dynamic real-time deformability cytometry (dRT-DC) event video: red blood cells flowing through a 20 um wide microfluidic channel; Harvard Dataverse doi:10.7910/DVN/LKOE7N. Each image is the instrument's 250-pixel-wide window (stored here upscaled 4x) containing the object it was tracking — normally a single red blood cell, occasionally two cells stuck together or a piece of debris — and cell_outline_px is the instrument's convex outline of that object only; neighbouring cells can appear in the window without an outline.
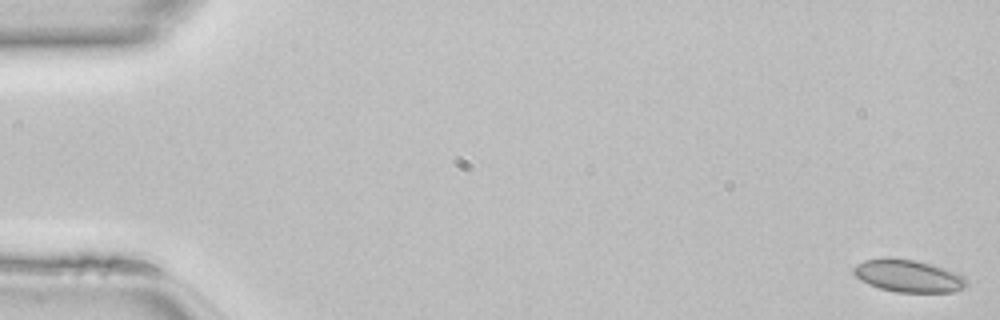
{"species": "common noctule bat (a hibernating species)", "species_latin": "Nyctalus noctula", "temperature_condition": "room temperature", "stored_images_in_passage": 48, "camera_frame_rate_fps": 3000, "um_per_image_px": 0.085, "animal": {"sex": "female", "body_mass_g": 22.7, "forearm_length_mm": 54.2}, "frame": {"image": 1, "passage_image": 1, "time_ms": 0.0, "image_size_px": [1000, 320], "cell_outline_px": [[968, 284], [964, 288], [952, 292], [896, 292], [880, 288], [868, 284], [860, 280], [852, 272], [852, 268], [856, 264], [864, 260], [884, 256], [916, 260], [932, 264], [956, 272], [964, 276], [968, 280]], "centroid_in_image_um": [77.19, 23.43], "position_along_channel_um": 7.8, "area_um2": 21.73}}
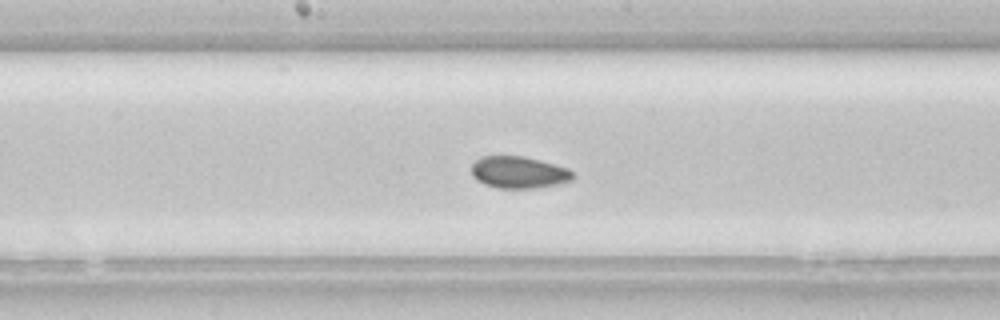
{"frame": {"image": 2, "passage_image": 25, "time_ms": 8.0, "image_size_px": [1000, 320], "cell_outline_px": [[576, 176], [572, 180], [556, 184], [532, 188], [496, 188], [484, 184], [476, 180], [472, 176], [472, 164], [480, 156], [524, 156], [540, 160], [568, 168]], "centroid_in_image_um": [44.08, 14.64], "position_along_channel_um": 204.1, "area_um2": 18.9}}
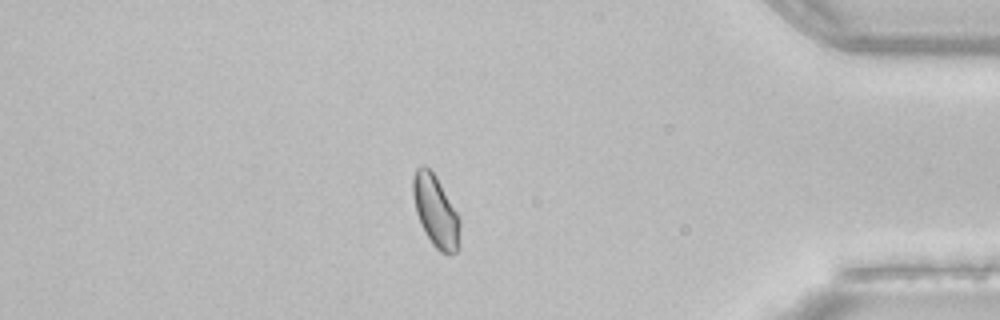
{"frame": {"image": 3, "passage_image": 41, "time_ms": 13.333, "image_size_px": [1000, 320], "cell_outline_px": [[460, 244], [456, 252], [440, 252], [432, 244], [424, 232], [420, 224], [416, 212], [412, 196], [412, 176], [416, 168], [420, 164], [424, 164], [436, 176], [460, 216]], "centroid_in_image_um": [37.02, 17.92], "position_along_channel_um": 398.2, "area_um2": 19.94}}